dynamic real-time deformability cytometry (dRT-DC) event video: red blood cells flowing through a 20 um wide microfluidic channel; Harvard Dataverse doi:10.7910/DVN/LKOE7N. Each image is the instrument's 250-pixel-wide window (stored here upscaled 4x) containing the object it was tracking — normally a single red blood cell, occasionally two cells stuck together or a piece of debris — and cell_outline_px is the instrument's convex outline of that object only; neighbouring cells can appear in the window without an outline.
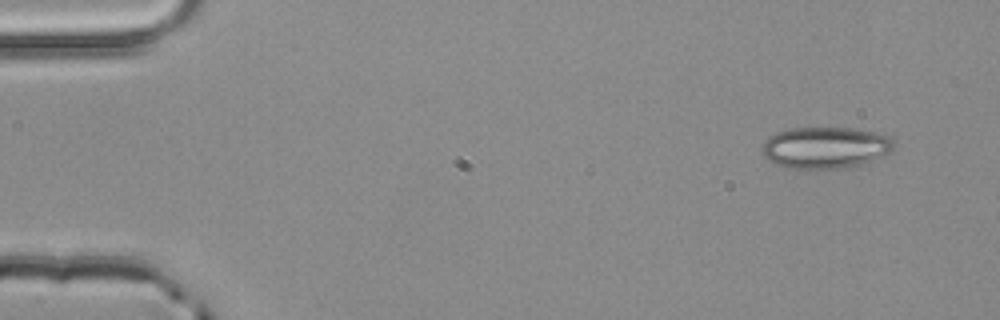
{"species": "common noctule bat (a hibernating species)", "species_latin": "Nyctalus noctula", "temperature_condition": "room temperature", "stored_images_in_passage": 4, "camera_frame_rate_fps": 3000, "um_per_image_px": 0.085, "animal": {"sex": "male", "body_mass_g": 20.4}, "frame": {"image": 1, "passage_image": 1, "time_ms": 0.0, "image_size_px": [1000, 320], "cell_outline_px": [[896, 144], [888, 152], [860, 164], [844, 168], [788, 168], [776, 164], [768, 160], [764, 156], [760, 148], [764, 140], [768, 136], [776, 132], [788, 128], [852, 128], [892, 136]], "centroid_in_image_um": [70.09, 12.53], "position_along_channel_um": 14.9, "area_um2": 31.85}}